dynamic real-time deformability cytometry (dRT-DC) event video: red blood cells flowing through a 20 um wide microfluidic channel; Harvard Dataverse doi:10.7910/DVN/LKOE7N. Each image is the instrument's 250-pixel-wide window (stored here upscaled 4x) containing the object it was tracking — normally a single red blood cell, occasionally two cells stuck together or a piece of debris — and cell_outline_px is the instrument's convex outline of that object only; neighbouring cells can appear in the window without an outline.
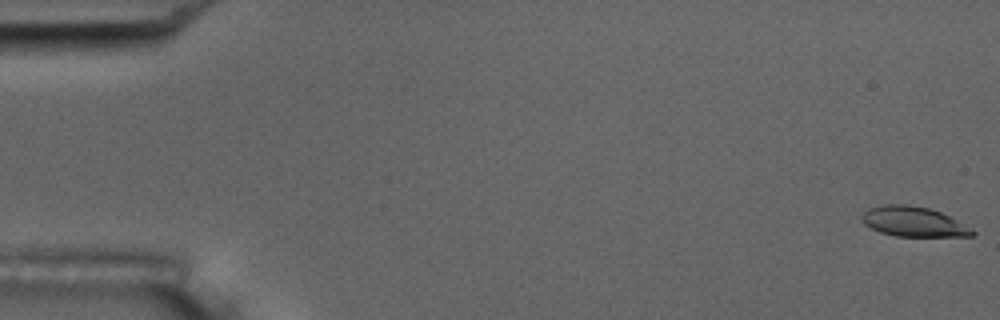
{"species": "common noctule bat (a hibernating species)", "species_latin": "Nyctalus noctula", "temperature_condition": "room temperature", "stored_images_in_passage": 55, "camera_frame_rate_fps": 3000, "um_per_image_px": 0.085, "animal": {"sex": "male", "body_mass_g": 17.5, "forearm_length_mm": 52.3}, "frame": {"image": 1, "passage_image": 1, "time_ms": 0.0, "image_size_px": [1000, 320], "cell_outline_px": [[976, 232], [972, 236], [896, 236], [880, 232], [864, 224], [860, 220], [860, 216], [868, 208], [884, 204], [908, 204], [928, 208], [940, 212], [972, 228]], "centroid_in_image_um": [77.61, 18.83], "position_along_channel_um": 7.4, "area_um2": 19.25}}
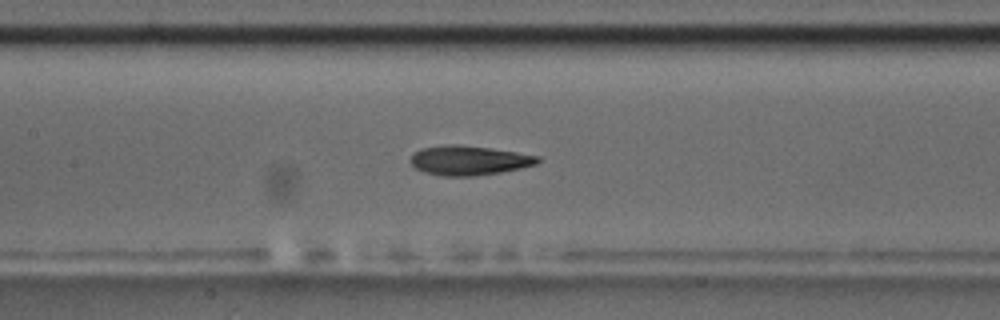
{"frame": {"image": 2, "passage_image": 26, "time_ms": 8.333, "image_size_px": [1000, 320], "cell_outline_px": [[540, 160], [536, 164], [520, 168], [500, 172], [472, 176], [444, 176], [424, 172], [416, 168], [408, 160], [412, 152], [420, 148], [444, 144], [456, 144], [488, 148], [516, 152], [540, 156]], "centroid_in_image_um": [39.8, 13.62], "position_along_channel_um": 167.6, "area_um2": 21.91}}
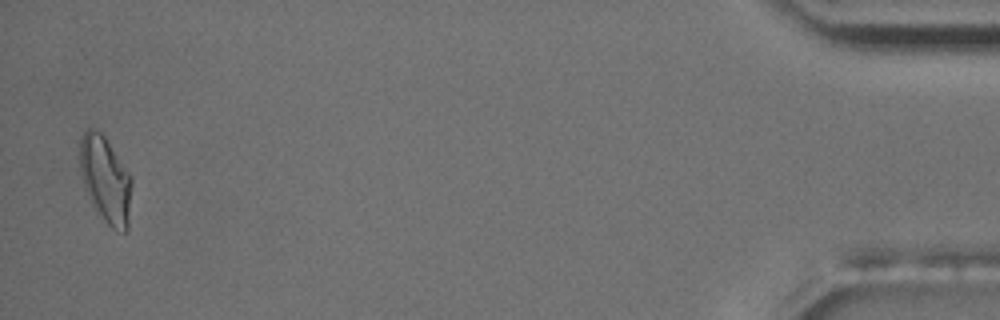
{"frame": {"image": 3, "passage_image": 54, "time_ms": 17.667, "image_size_px": [1000, 320], "cell_outline_px": [[132, 184], [128, 228], [124, 232], [116, 232], [104, 220], [92, 204], [84, 188], [80, 168], [80, 140], [84, 132], [88, 128], [96, 128], [104, 136], [132, 176]], "centroid_in_image_um": [8.98, 15.27], "position_along_channel_um": 426.2, "area_um2": 26.18}, "authors_computed_cell_mechanics": {"area_um2": 21.4438, "velocity_mm_per_s": 3.7092, "shape_relaxation_time_tau1_ms": 3.6994, "shape_relaxation_time_tau2_ms": 2.5725, "deformation_change_tau1": 0.1641, "deformation_change_tau2": 0.1076}}